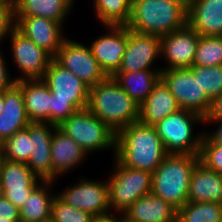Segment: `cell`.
I'll list each match as a JSON object with an SVG mask.
<instances>
[{
    "label": "cell",
    "instance_id": "obj_47",
    "mask_svg": "<svg viewBox=\"0 0 222 222\" xmlns=\"http://www.w3.org/2000/svg\"><path fill=\"white\" fill-rule=\"evenodd\" d=\"M3 189H2V186H1V180H0V199L3 197Z\"/></svg>",
    "mask_w": 222,
    "mask_h": 222
},
{
    "label": "cell",
    "instance_id": "obj_20",
    "mask_svg": "<svg viewBox=\"0 0 222 222\" xmlns=\"http://www.w3.org/2000/svg\"><path fill=\"white\" fill-rule=\"evenodd\" d=\"M124 222H177V209L150 193L136 200L124 213Z\"/></svg>",
    "mask_w": 222,
    "mask_h": 222
},
{
    "label": "cell",
    "instance_id": "obj_43",
    "mask_svg": "<svg viewBox=\"0 0 222 222\" xmlns=\"http://www.w3.org/2000/svg\"><path fill=\"white\" fill-rule=\"evenodd\" d=\"M178 3H180L184 8L187 10L192 6L195 0H174Z\"/></svg>",
    "mask_w": 222,
    "mask_h": 222
},
{
    "label": "cell",
    "instance_id": "obj_24",
    "mask_svg": "<svg viewBox=\"0 0 222 222\" xmlns=\"http://www.w3.org/2000/svg\"><path fill=\"white\" fill-rule=\"evenodd\" d=\"M24 98L26 115L30 122L49 124L51 91L43 80H23L16 83Z\"/></svg>",
    "mask_w": 222,
    "mask_h": 222
},
{
    "label": "cell",
    "instance_id": "obj_40",
    "mask_svg": "<svg viewBox=\"0 0 222 222\" xmlns=\"http://www.w3.org/2000/svg\"><path fill=\"white\" fill-rule=\"evenodd\" d=\"M204 120H222V94L212 101L210 112Z\"/></svg>",
    "mask_w": 222,
    "mask_h": 222
},
{
    "label": "cell",
    "instance_id": "obj_41",
    "mask_svg": "<svg viewBox=\"0 0 222 222\" xmlns=\"http://www.w3.org/2000/svg\"><path fill=\"white\" fill-rule=\"evenodd\" d=\"M92 222H124L122 214L111 213L105 216L94 217Z\"/></svg>",
    "mask_w": 222,
    "mask_h": 222
},
{
    "label": "cell",
    "instance_id": "obj_18",
    "mask_svg": "<svg viewBox=\"0 0 222 222\" xmlns=\"http://www.w3.org/2000/svg\"><path fill=\"white\" fill-rule=\"evenodd\" d=\"M55 127L40 122L29 124L31 154L26 164L43 181H52L51 139Z\"/></svg>",
    "mask_w": 222,
    "mask_h": 222
},
{
    "label": "cell",
    "instance_id": "obj_4",
    "mask_svg": "<svg viewBox=\"0 0 222 222\" xmlns=\"http://www.w3.org/2000/svg\"><path fill=\"white\" fill-rule=\"evenodd\" d=\"M187 11L174 0H133L126 26L133 32L161 37L185 27Z\"/></svg>",
    "mask_w": 222,
    "mask_h": 222
},
{
    "label": "cell",
    "instance_id": "obj_27",
    "mask_svg": "<svg viewBox=\"0 0 222 222\" xmlns=\"http://www.w3.org/2000/svg\"><path fill=\"white\" fill-rule=\"evenodd\" d=\"M112 78L140 106L161 79V71L116 72Z\"/></svg>",
    "mask_w": 222,
    "mask_h": 222
},
{
    "label": "cell",
    "instance_id": "obj_28",
    "mask_svg": "<svg viewBox=\"0 0 222 222\" xmlns=\"http://www.w3.org/2000/svg\"><path fill=\"white\" fill-rule=\"evenodd\" d=\"M74 0H19L15 16H39L65 24Z\"/></svg>",
    "mask_w": 222,
    "mask_h": 222
},
{
    "label": "cell",
    "instance_id": "obj_34",
    "mask_svg": "<svg viewBox=\"0 0 222 222\" xmlns=\"http://www.w3.org/2000/svg\"><path fill=\"white\" fill-rule=\"evenodd\" d=\"M94 217L87 211L66 204L57 195L53 200L51 222H92Z\"/></svg>",
    "mask_w": 222,
    "mask_h": 222
},
{
    "label": "cell",
    "instance_id": "obj_17",
    "mask_svg": "<svg viewBox=\"0 0 222 222\" xmlns=\"http://www.w3.org/2000/svg\"><path fill=\"white\" fill-rule=\"evenodd\" d=\"M15 20V28L53 58L67 38L59 22L39 16H15Z\"/></svg>",
    "mask_w": 222,
    "mask_h": 222
},
{
    "label": "cell",
    "instance_id": "obj_7",
    "mask_svg": "<svg viewBox=\"0 0 222 222\" xmlns=\"http://www.w3.org/2000/svg\"><path fill=\"white\" fill-rule=\"evenodd\" d=\"M109 179V204L111 213L122 214L140 197L152 191V173L125 167L113 156ZM114 211V212H113Z\"/></svg>",
    "mask_w": 222,
    "mask_h": 222
},
{
    "label": "cell",
    "instance_id": "obj_5",
    "mask_svg": "<svg viewBox=\"0 0 222 222\" xmlns=\"http://www.w3.org/2000/svg\"><path fill=\"white\" fill-rule=\"evenodd\" d=\"M199 161V154H167L152 173L151 193L178 210L188 202L190 178Z\"/></svg>",
    "mask_w": 222,
    "mask_h": 222
},
{
    "label": "cell",
    "instance_id": "obj_46",
    "mask_svg": "<svg viewBox=\"0 0 222 222\" xmlns=\"http://www.w3.org/2000/svg\"><path fill=\"white\" fill-rule=\"evenodd\" d=\"M0 222H20V220H9V219L2 220V219H0Z\"/></svg>",
    "mask_w": 222,
    "mask_h": 222
},
{
    "label": "cell",
    "instance_id": "obj_30",
    "mask_svg": "<svg viewBox=\"0 0 222 222\" xmlns=\"http://www.w3.org/2000/svg\"><path fill=\"white\" fill-rule=\"evenodd\" d=\"M222 218V203L187 202L177 210V222H217Z\"/></svg>",
    "mask_w": 222,
    "mask_h": 222
},
{
    "label": "cell",
    "instance_id": "obj_38",
    "mask_svg": "<svg viewBox=\"0 0 222 222\" xmlns=\"http://www.w3.org/2000/svg\"><path fill=\"white\" fill-rule=\"evenodd\" d=\"M0 219L20 220L19 209L4 196L0 199Z\"/></svg>",
    "mask_w": 222,
    "mask_h": 222
},
{
    "label": "cell",
    "instance_id": "obj_2",
    "mask_svg": "<svg viewBox=\"0 0 222 222\" xmlns=\"http://www.w3.org/2000/svg\"><path fill=\"white\" fill-rule=\"evenodd\" d=\"M42 80L51 91L49 124L58 127L77 110L87 108L90 87L54 58Z\"/></svg>",
    "mask_w": 222,
    "mask_h": 222
},
{
    "label": "cell",
    "instance_id": "obj_29",
    "mask_svg": "<svg viewBox=\"0 0 222 222\" xmlns=\"http://www.w3.org/2000/svg\"><path fill=\"white\" fill-rule=\"evenodd\" d=\"M133 0H92L96 19L103 26H126L131 17Z\"/></svg>",
    "mask_w": 222,
    "mask_h": 222
},
{
    "label": "cell",
    "instance_id": "obj_36",
    "mask_svg": "<svg viewBox=\"0 0 222 222\" xmlns=\"http://www.w3.org/2000/svg\"><path fill=\"white\" fill-rule=\"evenodd\" d=\"M16 27L15 11L0 4V46Z\"/></svg>",
    "mask_w": 222,
    "mask_h": 222
},
{
    "label": "cell",
    "instance_id": "obj_25",
    "mask_svg": "<svg viewBox=\"0 0 222 222\" xmlns=\"http://www.w3.org/2000/svg\"><path fill=\"white\" fill-rule=\"evenodd\" d=\"M179 109L176 99L160 79L147 99L139 106V122L153 126Z\"/></svg>",
    "mask_w": 222,
    "mask_h": 222
},
{
    "label": "cell",
    "instance_id": "obj_9",
    "mask_svg": "<svg viewBox=\"0 0 222 222\" xmlns=\"http://www.w3.org/2000/svg\"><path fill=\"white\" fill-rule=\"evenodd\" d=\"M161 80L168 87L180 109L198 113L205 118L212 102L195 78L190 68L161 70Z\"/></svg>",
    "mask_w": 222,
    "mask_h": 222
},
{
    "label": "cell",
    "instance_id": "obj_26",
    "mask_svg": "<svg viewBox=\"0 0 222 222\" xmlns=\"http://www.w3.org/2000/svg\"><path fill=\"white\" fill-rule=\"evenodd\" d=\"M56 181H42L27 197L19 209L20 222H50L52 203L57 195L52 193Z\"/></svg>",
    "mask_w": 222,
    "mask_h": 222
},
{
    "label": "cell",
    "instance_id": "obj_13",
    "mask_svg": "<svg viewBox=\"0 0 222 222\" xmlns=\"http://www.w3.org/2000/svg\"><path fill=\"white\" fill-rule=\"evenodd\" d=\"M106 34H100L90 43V49L97 63L108 77L120 68L128 43L127 26H104Z\"/></svg>",
    "mask_w": 222,
    "mask_h": 222
},
{
    "label": "cell",
    "instance_id": "obj_21",
    "mask_svg": "<svg viewBox=\"0 0 222 222\" xmlns=\"http://www.w3.org/2000/svg\"><path fill=\"white\" fill-rule=\"evenodd\" d=\"M187 24L200 36H222V0H195Z\"/></svg>",
    "mask_w": 222,
    "mask_h": 222
},
{
    "label": "cell",
    "instance_id": "obj_6",
    "mask_svg": "<svg viewBox=\"0 0 222 222\" xmlns=\"http://www.w3.org/2000/svg\"><path fill=\"white\" fill-rule=\"evenodd\" d=\"M195 124L204 126V118L196 112L179 109L153 126L168 154H199L203 131L195 135Z\"/></svg>",
    "mask_w": 222,
    "mask_h": 222
},
{
    "label": "cell",
    "instance_id": "obj_37",
    "mask_svg": "<svg viewBox=\"0 0 222 222\" xmlns=\"http://www.w3.org/2000/svg\"><path fill=\"white\" fill-rule=\"evenodd\" d=\"M9 65H7V59L0 47V91H5L12 88L16 83V79L9 73Z\"/></svg>",
    "mask_w": 222,
    "mask_h": 222
},
{
    "label": "cell",
    "instance_id": "obj_10",
    "mask_svg": "<svg viewBox=\"0 0 222 222\" xmlns=\"http://www.w3.org/2000/svg\"><path fill=\"white\" fill-rule=\"evenodd\" d=\"M88 179L80 176L77 182L59 191L57 196L66 204L91 213L93 216L111 214L107 179ZM73 185V186H72Z\"/></svg>",
    "mask_w": 222,
    "mask_h": 222
},
{
    "label": "cell",
    "instance_id": "obj_31",
    "mask_svg": "<svg viewBox=\"0 0 222 222\" xmlns=\"http://www.w3.org/2000/svg\"><path fill=\"white\" fill-rule=\"evenodd\" d=\"M3 159L27 163L31 154L29 125L18 130L2 143Z\"/></svg>",
    "mask_w": 222,
    "mask_h": 222
},
{
    "label": "cell",
    "instance_id": "obj_35",
    "mask_svg": "<svg viewBox=\"0 0 222 222\" xmlns=\"http://www.w3.org/2000/svg\"><path fill=\"white\" fill-rule=\"evenodd\" d=\"M199 158L208 169L222 175V145L210 142L203 135Z\"/></svg>",
    "mask_w": 222,
    "mask_h": 222
},
{
    "label": "cell",
    "instance_id": "obj_32",
    "mask_svg": "<svg viewBox=\"0 0 222 222\" xmlns=\"http://www.w3.org/2000/svg\"><path fill=\"white\" fill-rule=\"evenodd\" d=\"M222 65V36H200L192 66Z\"/></svg>",
    "mask_w": 222,
    "mask_h": 222
},
{
    "label": "cell",
    "instance_id": "obj_23",
    "mask_svg": "<svg viewBox=\"0 0 222 222\" xmlns=\"http://www.w3.org/2000/svg\"><path fill=\"white\" fill-rule=\"evenodd\" d=\"M188 202L222 203V175L199 161L190 178Z\"/></svg>",
    "mask_w": 222,
    "mask_h": 222
},
{
    "label": "cell",
    "instance_id": "obj_8",
    "mask_svg": "<svg viewBox=\"0 0 222 222\" xmlns=\"http://www.w3.org/2000/svg\"><path fill=\"white\" fill-rule=\"evenodd\" d=\"M58 127L88 155L110 149L115 156L116 134L87 108L77 110Z\"/></svg>",
    "mask_w": 222,
    "mask_h": 222
},
{
    "label": "cell",
    "instance_id": "obj_3",
    "mask_svg": "<svg viewBox=\"0 0 222 222\" xmlns=\"http://www.w3.org/2000/svg\"><path fill=\"white\" fill-rule=\"evenodd\" d=\"M87 109L115 134L139 122L138 104L112 77L90 87Z\"/></svg>",
    "mask_w": 222,
    "mask_h": 222
},
{
    "label": "cell",
    "instance_id": "obj_12",
    "mask_svg": "<svg viewBox=\"0 0 222 222\" xmlns=\"http://www.w3.org/2000/svg\"><path fill=\"white\" fill-rule=\"evenodd\" d=\"M54 59L89 87L108 77L94 58L89 45L69 37L63 41Z\"/></svg>",
    "mask_w": 222,
    "mask_h": 222
},
{
    "label": "cell",
    "instance_id": "obj_11",
    "mask_svg": "<svg viewBox=\"0 0 222 222\" xmlns=\"http://www.w3.org/2000/svg\"><path fill=\"white\" fill-rule=\"evenodd\" d=\"M7 39L12 62L20 73L15 77L16 81L42 80L53 57L16 28Z\"/></svg>",
    "mask_w": 222,
    "mask_h": 222
},
{
    "label": "cell",
    "instance_id": "obj_19",
    "mask_svg": "<svg viewBox=\"0 0 222 222\" xmlns=\"http://www.w3.org/2000/svg\"><path fill=\"white\" fill-rule=\"evenodd\" d=\"M88 153L59 127L54 128L51 139L52 181H58L80 166ZM86 158V159H85Z\"/></svg>",
    "mask_w": 222,
    "mask_h": 222
},
{
    "label": "cell",
    "instance_id": "obj_39",
    "mask_svg": "<svg viewBox=\"0 0 222 222\" xmlns=\"http://www.w3.org/2000/svg\"><path fill=\"white\" fill-rule=\"evenodd\" d=\"M213 124L211 126H216L215 129L210 131L203 130V135L212 143L222 145V120H204V125Z\"/></svg>",
    "mask_w": 222,
    "mask_h": 222
},
{
    "label": "cell",
    "instance_id": "obj_16",
    "mask_svg": "<svg viewBox=\"0 0 222 222\" xmlns=\"http://www.w3.org/2000/svg\"><path fill=\"white\" fill-rule=\"evenodd\" d=\"M3 195L20 209L30 193L43 181L23 162L3 159L0 165Z\"/></svg>",
    "mask_w": 222,
    "mask_h": 222
},
{
    "label": "cell",
    "instance_id": "obj_44",
    "mask_svg": "<svg viewBox=\"0 0 222 222\" xmlns=\"http://www.w3.org/2000/svg\"><path fill=\"white\" fill-rule=\"evenodd\" d=\"M4 107V91H0V114Z\"/></svg>",
    "mask_w": 222,
    "mask_h": 222
},
{
    "label": "cell",
    "instance_id": "obj_45",
    "mask_svg": "<svg viewBox=\"0 0 222 222\" xmlns=\"http://www.w3.org/2000/svg\"><path fill=\"white\" fill-rule=\"evenodd\" d=\"M3 160L2 143H0V165Z\"/></svg>",
    "mask_w": 222,
    "mask_h": 222
},
{
    "label": "cell",
    "instance_id": "obj_33",
    "mask_svg": "<svg viewBox=\"0 0 222 222\" xmlns=\"http://www.w3.org/2000/svg\"><path fill=\"white\" fill-rule=\"evenodd\" d=\"M190 69L211 102L222 94V65L191 66Z\"/></svg>",
    "mask_w": 222,
    "mask_h": 222
},
{
    "label": "cell",
    "instance_id": "obj_22",
    "mask_svg": "<svg viewBox=\"0 0 222 222\" xmlns=\"http://www.w3.org/2000/svg\"><path fill=\"white\" fill-rule=\"evenodd\" d=\"M30 123L26 115L22 89L15 84L4 91V107L0 114V143Z\"/></svg>",
    "mask_w": 222,
    "mask_h": 222
},
{
    "label": "cell",
    "instance_id": "obj_15",
    "mask_svg": "<svg viewBox=\"0 0 222 222\" xmlns=\"http://www.w3.org/2000/svg\"><path fill=\"white\" fill-rule=\"evenodd\" d=\"M159 58L162 60L159 36L140 34L128 29V43L117 72H137L146 69L161 71V67L153 66Z\"/></svg>",
    "mask_w": 222,
    "mask_h": 222
},
{
    "label": "cell",
    "instance_id": "obj_14",
    "mask_svg": "<svg viewBox=\"0 0 222 222\" xmlns=\"http://www.w3.org/2000/svg\"><path fill=\"white\" fill-rule=\"evenodd\" d=\"M200 35L188 24L160 37L162 70L190 68L193 64ZM167 64V65H166Z\"/></svg>",
    "mask_w": 222,
    "mask_h": 222
},
{
    "label": "cell",
    "instance_id": "obj_42",
    "mask_svg": "<svg viewBox=\"0 0 222 222\" xmlns=\"http://www.w3.org/2000/svg\"><path fill=\"white\" fill-rule=\"evenodd\" d=\"M19 0H0V4L6 5L16 11Z\"/></svg>",
    "mask_w": 222,
    "mask_h": 222
},
{
    "label": "cell",
    "instance_id": "obj_1",
    "mask_svg": "<svg viewBox=\"0 0 222 222\" xmlns=\"http://www.w3.org/2000/svg\"><path fill=\"white\" fill-rule=\"evenodd\" d=\"M167 154L152 125L136 122L116 134L115 158L125 167L153 173Z\"/></svg>",
    "mask_w": 222,
    "mask_h": 222
}]
</instances>
